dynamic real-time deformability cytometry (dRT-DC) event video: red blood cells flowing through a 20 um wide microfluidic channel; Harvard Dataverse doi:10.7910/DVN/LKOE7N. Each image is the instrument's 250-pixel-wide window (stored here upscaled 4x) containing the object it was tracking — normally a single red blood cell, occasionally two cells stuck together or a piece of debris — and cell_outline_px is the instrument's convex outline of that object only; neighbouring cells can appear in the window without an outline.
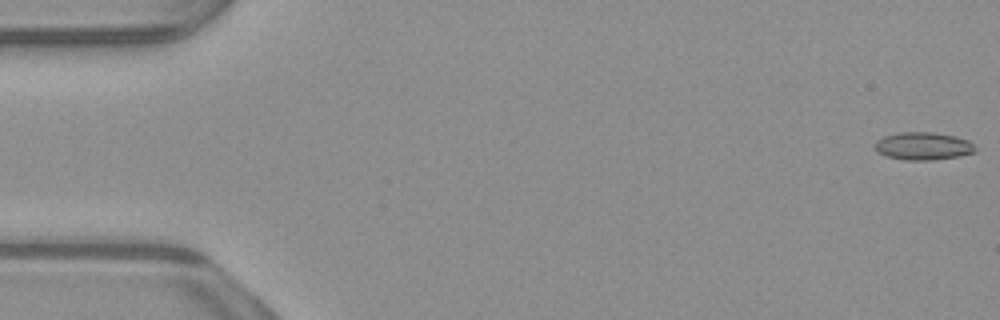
{"species": "common noctule bat (a hibernating species)", "species_latin": "Nyctalus noctula", "temperature_condition": "warm", "stored_images_in_passage": 53, "camera_frame_rate_fps": 3000, "um_per_image_px": 0.085, "animal": {"sex": "male", "body_mass_g": 23.1, "forearm_length_mm": 52.7}, "frame": {"image": 1, "passage_image": 1, "time_ms": 0.0, "image_size_px": [1000, 320], "cell_outline_px": [[976, 152], [960, 156], [932, 160], [904, 160], [888, 156], [876, 152], [876, 140], [884, 136], [900, 132], [932, 132], [956, 136], [968, 140], [976, 148]], "centroid_in_image_um": [78.48, 12.41], "position_along_channel_um": 6.5, "area_um2": 16.24}}
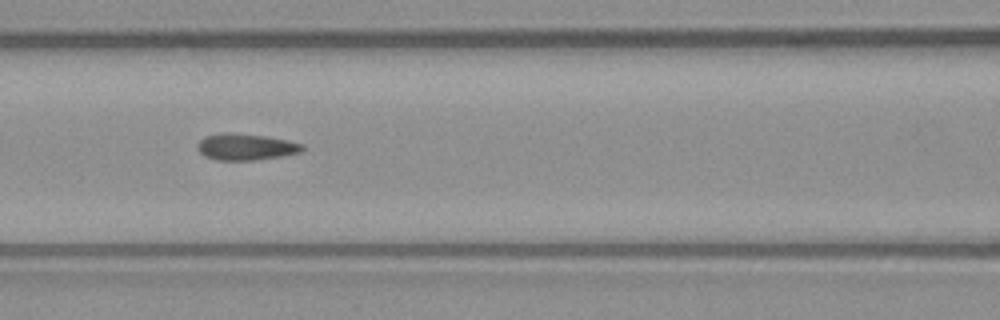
{"frame": {"image": 2, "passage_image": 23, "time_ms": 7.333, "image_size_px": [1000, 320], "cell_outline_px": [[304, 148], [300, 152], [280, 156], [252, 160], [216, 160], [204, 156], [196, 148], [196, 144], [204, 136], [220, 132], [228, 132], [268, 136], [288, 140], [304, 144]], "centroid_in_image_um": [20.85, 12.47], "position_along_channel_um": 145.8, "area_um2": 16.36}}
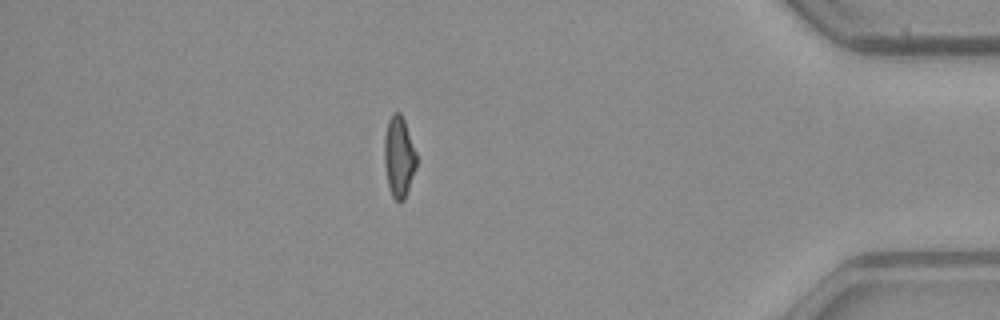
{"frame": {"image": 3, "passage_image": 46, "time_ms": 15.0, "image_size_px": [1000, 320], "cell_outline_px": [[416, 168], [404, 200], [396, 200], [392, 196], [388, 188], [384, 164], [384, 136], [388, 120], [392, 112], [400, 112], [404, 120], [416, 152]], "centroid_in_image_um": [33.89, 13.31], "position_along_channel_um": 401.3, "area_um2": 15.2}, "authors_computed_cell_mechanics": {"area_um2": 16.0106, "velocity_mm_per_s": 3.9231, "shape_relaxation_time_tau1_ms": null, "shape_relaxation_time_tau2_ms": 2.3312, "deformation_change_tau1": null, "deformation_change_tau2": 0.0788}}